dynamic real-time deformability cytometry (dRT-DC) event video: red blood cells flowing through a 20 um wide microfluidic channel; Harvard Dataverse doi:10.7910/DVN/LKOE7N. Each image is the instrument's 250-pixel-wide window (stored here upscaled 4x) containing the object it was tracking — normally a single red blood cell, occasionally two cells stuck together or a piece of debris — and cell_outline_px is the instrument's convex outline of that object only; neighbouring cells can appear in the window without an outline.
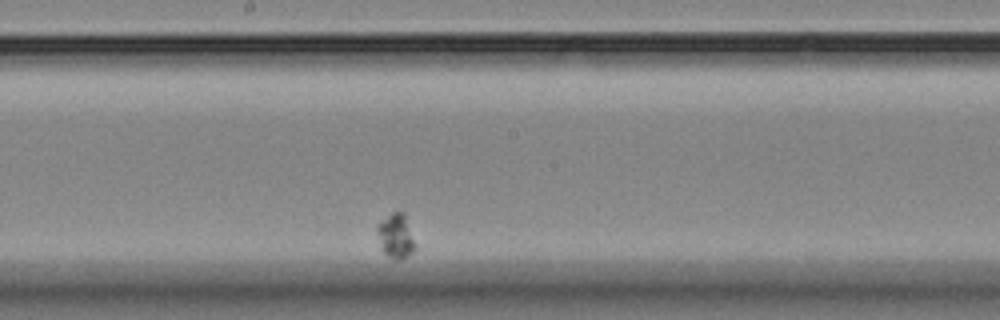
{"species": "Egyptian fruit bat (a non-hibernating species)", "species_latin": "Rousettus aegyptiacus", "temperature_condition": "room temperature", "stored_images_in_passage": 11, "camera_frame_rate_fps": 3000, "um_per_image_px": 0.085, "animal": {"sex": "female"}, "frame": {"image": 1, "passage_image": 11, "time_ms": 11.333, "image_size_px": [1000, 320], "cell_outline_px": [[416, 248], [408, 256], [400, 260], [396, 260], [388, 256], [384, 252], [376, 232], [376, 224], [396, 208], [400, 208], [404, 212]], "centroid_in_image_um": [33.63, 20.0], "position_along_channel_um": 214.6, "area_um2": 10.0}}